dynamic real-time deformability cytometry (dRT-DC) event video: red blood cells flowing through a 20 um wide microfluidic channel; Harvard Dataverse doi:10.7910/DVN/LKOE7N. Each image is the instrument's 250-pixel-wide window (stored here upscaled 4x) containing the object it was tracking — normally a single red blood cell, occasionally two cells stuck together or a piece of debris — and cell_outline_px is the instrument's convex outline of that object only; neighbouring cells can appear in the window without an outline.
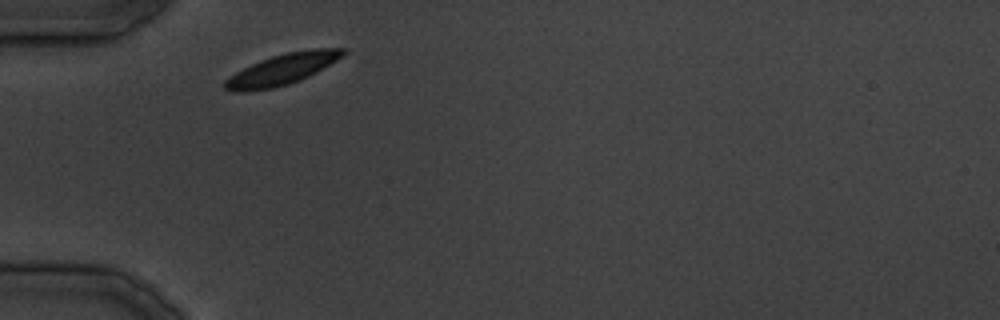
{"species": "common noctule bat (a hibernating species)", "species_latin": "Nyctalus noctula", "temperature_condition": "cold", "stored_images_in_passage": 21, "camera_frame_rate_fps": 3000, "um_per_image_px": 0.085, "animal": {"sex": "male", "body_mass_g": 19.5, "forearm_length_mm": 54.6}, "frame": {"image": 1, "passage_image": 1, "time_ms": 0.0, "image_size_px": [1000, 320], "cell_outline_px": [[348, 52], [344, 56], [316, 72], [300, 80], [288, 84], [272, 88], [244, 92], [232, 92], [224, 88], [224, 80], [236, 72], [260, 60], [272, 56], [288, 52], [316, 48], [348, 48]], "centroid_in_image_um": [24.01, 5.89], "position_along_channel_um": 61.0, "area_um2": 21.21}}
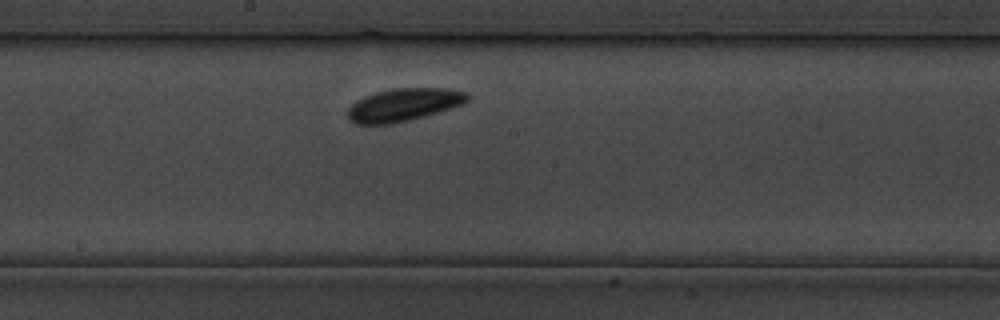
{"frame": {"image": 2, "passage_image": 10, "time_ms": 11.333, "image_size_px": [1000, 320], "cell_outline_px": [[472, 96], [464, 104], [452, 108], [424, 116], [392, 124], [356, 124], [348, 120], [348, 108], [356, 100], [364, 96], [376, 92], [396, 88], [444, 88], [468, 92]], "centroid_in_image_um": [34.33, 8.9], "position_along_channel_um": 213.9, "area_um2": 23.0}}
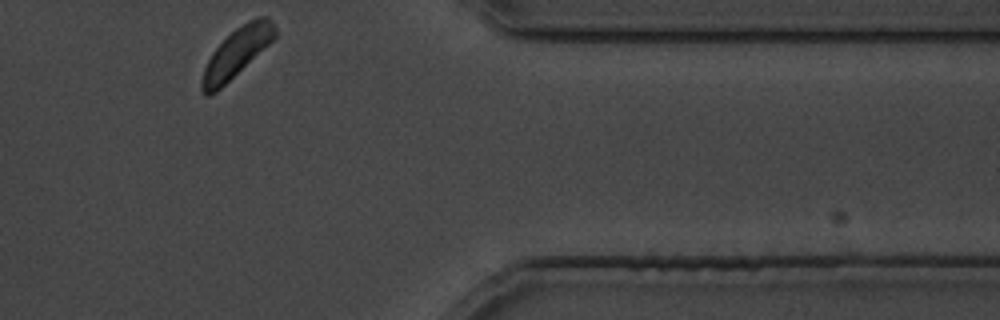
{"frame": {"image": 3, "passage_image": 21, "time_ms": 25.0, "image_size_px": [1000, 320], "cell_outline_px": [[276, 36], [268, 44], [216, 92], [208, 96], [204, 96], [200, 88], [200, 80], [204, 68], [212, 52], [236, 28], [248, 20], [256, 16], [268, 16], [272, 20], [276, 28]], "centroid_in_image_um": [20.09, 4.47], "position_along_channel_um": 391.3, "area_um2": 20.46}}